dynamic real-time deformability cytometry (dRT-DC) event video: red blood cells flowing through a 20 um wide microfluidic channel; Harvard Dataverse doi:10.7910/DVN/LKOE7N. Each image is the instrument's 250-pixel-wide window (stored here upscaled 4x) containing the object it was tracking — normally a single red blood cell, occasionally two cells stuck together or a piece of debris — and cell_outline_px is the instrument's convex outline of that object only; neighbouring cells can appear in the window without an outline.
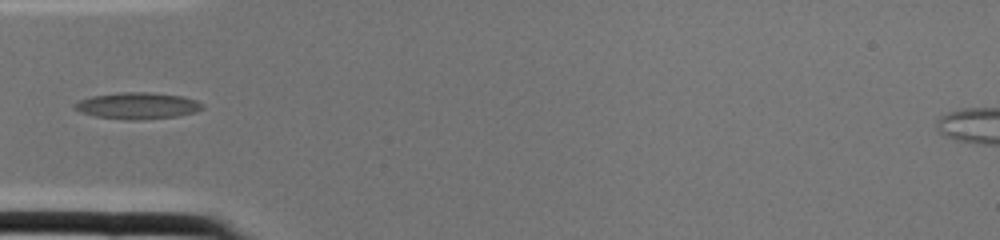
{"species": "common noctule bat (a hibernating species)", "species_latin": "Nyctalus noctula", "temperature_condition": "cold", "stored_images_in_passage": 2, "camera_frame_rate_fps": 3000, "um_per_image_px": 0.085, "animal": {"sex": "female", "body_mass_g": 22.0, "forearm_length_mm": 56.7}, "frame": {"image": 1, "passage_image": 2, "time_ms": 0.333, "image_size_px": [1000, 240], "cell_outline_px": [[204, 108], [196, 112], [176, 116], [144, 120], [128, 120], [96, 116], [80, 112], [72, 108], [72, 104], [80, 100], [92, 96], [120, 92], [148, 92], [184, 96], [196, 100], [204, 104]], "centroid_in_image_um": [11.69, 8.99], "position_along_channel_um": 73.3, "area_um2": 19.94}}